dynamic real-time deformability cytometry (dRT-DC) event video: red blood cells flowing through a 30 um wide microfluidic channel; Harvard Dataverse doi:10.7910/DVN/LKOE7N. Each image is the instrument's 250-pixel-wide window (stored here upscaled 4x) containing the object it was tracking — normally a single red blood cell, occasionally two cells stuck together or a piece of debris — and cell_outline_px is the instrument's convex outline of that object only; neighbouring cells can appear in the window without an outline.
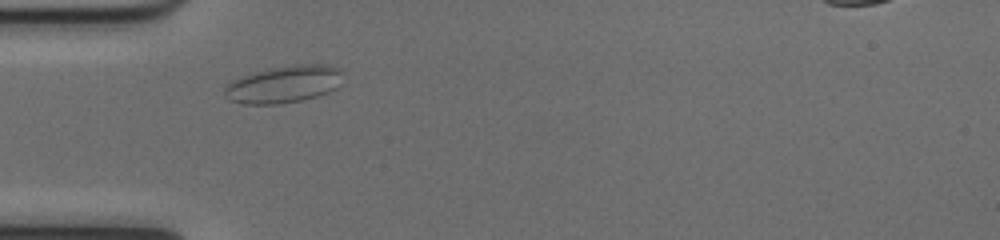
{"species": "common noctule bat (a hibernating species)", "species_latin": "Nyctalus noctula", "temperature_condition": "cold", "stored_images_in_passage": 43, "camera_frame_rate_fps": 3000, "um_per_image_px": 0.085, "animal": {"sex": "female", "body_mass_g": 17.0, "forearm_length_mm": 48.0}, "frame": {"image": 1, "passage_image": 5, "time_ms": 1.333, "image_size_px": [1000, 240], "cell_outline_px": [[340, 72], [336, 88], [328, 92], [304, 100], [280, 104], [244, 104], [232, 100], [224, 96], [224, 88], [232, 80], [240, 76], [252, 72], [296, 64], [324, 64], [336, 68]], "centroid_in_image_um": [24.05, 7.17], "position_along_channel_um": 60.9, "area_um2": 25.32}}
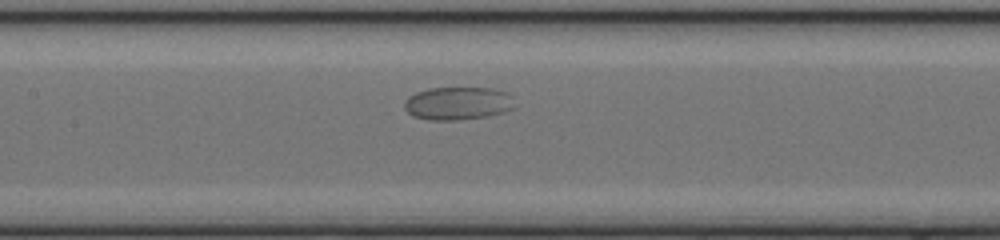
{"frame": {"image": 2, "passage_image": 14, "time_ms": 4.333, "image_size_px": [1000, 240], "cell_outline_px": [[512, 108], [500, 112], [484, 116], [456, 120], [428, 120], [416, 116], [408, 112], [404, 108], [404, 104], [408, 96], [416, 92], [428, 88], [492, 88], [508, 92]], "centroid_in_image_um": [38.84, 8.77], "position_along_channel_um": 168.6, "area_um2": 20.75}}
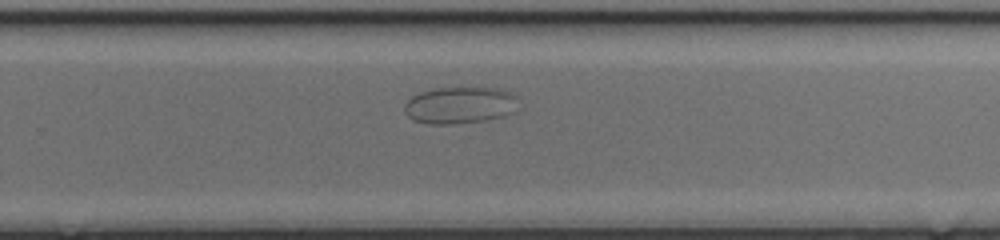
{"frame": {"image": 3, "passage_image": 24, "time_ms": 7.667, "image_size_px": [1000, 240], "cell_outline_px": [[516, 96], [512, 112], [504, 116], [484, 120], [452, 124], [428, 124], [412, 120], [404, 112], [404, 104], [412, 96], [420, 92], [436, 88], [496, 88], [508, 92]], "centroid_in_image_um": [39.0, 8.95], "position_along_channel_um": 290.8, "area_um2": 24.16}}